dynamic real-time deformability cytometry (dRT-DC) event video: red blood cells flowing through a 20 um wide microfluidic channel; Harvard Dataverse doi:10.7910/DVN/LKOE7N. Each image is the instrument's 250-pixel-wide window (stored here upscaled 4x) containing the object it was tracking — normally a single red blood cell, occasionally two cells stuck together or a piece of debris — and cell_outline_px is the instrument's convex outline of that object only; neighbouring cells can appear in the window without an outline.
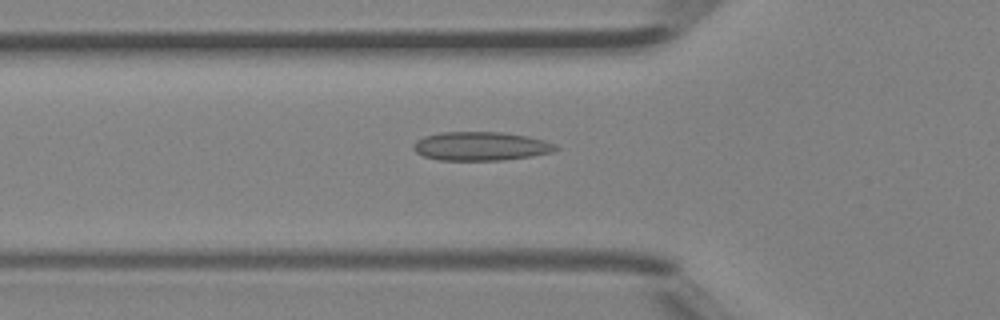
{"species": "Egyptian fruit bat (a non-hibernating species)", "species_latin": "Rousettus aegyptiacus", "temperature_condition": "room temperature", "stored_images_in_passage": 44, "camera_frame_rate_fps": 3000, "um_per_image_px": 0.085, "animal": {"sex": "female"}, "frame": {"image": 1, "passage_image": 15, "time_ms": 4.667, "image_size_px": [1000, 320], "cell_outline_px": [[560, 148], [552, 152], [532, 156], [504, 160], [440, 160], [424, 156], [416, 152], [412, 148], [416, 140], [424, 136], [440, 132], [500, 132], [528, 136], [544, 140], [556, 144]], "centroid_in_image_um": [40.88, 12.42], "position_along_channel_um": 84.9, "area_um2": 23.93}}
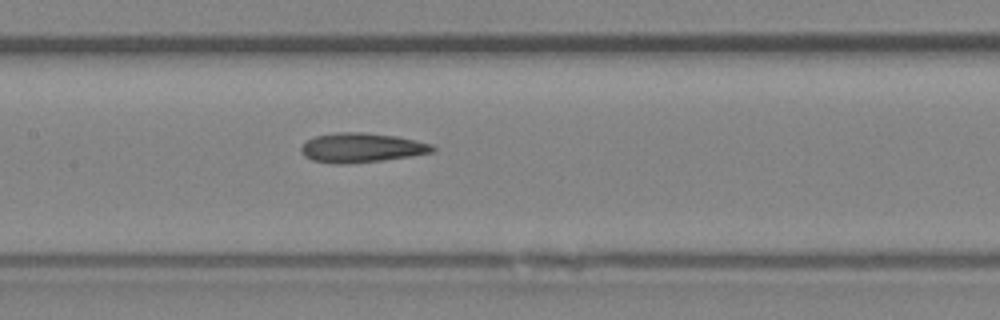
{"frame": {"image": 2, "passage_image": 21, "time_ms": 6.667, "image_size_px": [1000, 320], "cell_outline_px": [[436, 152], [380, 160], [344, 164], [336, 164], [312, 160], [304, 156], [300, 148], [308, 140], [316, 136], [336, 132], [364, 132], [396, 136], [416, 140], [432, 144], [436, 148]], "centroid_in_image_um": [30.75, 12.55], "position_along_channel_um": 176.7, "area_um2": 22.43}}
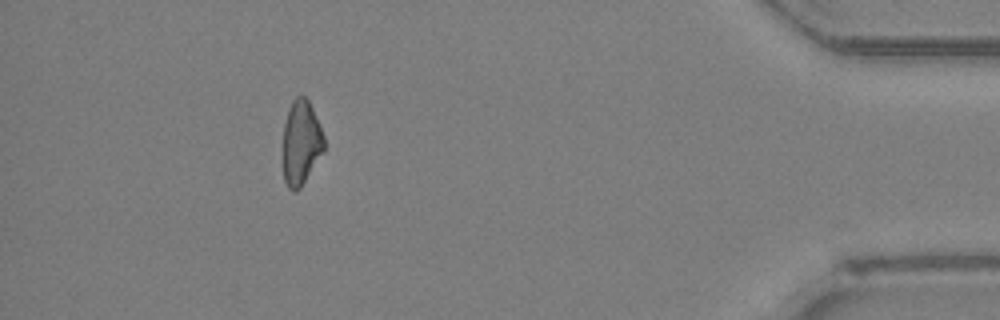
{"frame": {"image": 3, "passage_image": 40, "time_ms": 13.0, "image_size_px": [1000, 320], "cell_outline_px": [[324, 152], [300, 188], [296, 192], [292, 192], [288, 188], [284, 180], [280, 156], [280, 148], [284, 124], [288, 108], [292, 100], [296, 96], [304, 96], [308, 100], [312, 108], [324, 136]], "centroid_in_image_um": [25.52, 12.17], "position_along_channel_um": 409.7, "area_um2": 21.1}}